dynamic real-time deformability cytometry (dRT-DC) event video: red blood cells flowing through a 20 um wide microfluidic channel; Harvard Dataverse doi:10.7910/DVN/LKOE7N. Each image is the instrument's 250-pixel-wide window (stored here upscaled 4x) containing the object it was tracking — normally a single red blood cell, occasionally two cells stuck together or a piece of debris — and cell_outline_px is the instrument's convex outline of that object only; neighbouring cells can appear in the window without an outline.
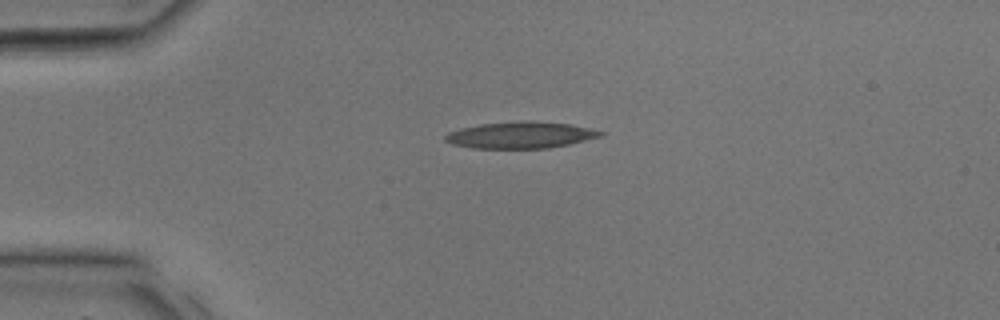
{"species": "common noctule bat (a hibernating species)", "species_latin": "Nyctalus noctula", "temperature_condition": "room temperature", "stored_images_in_passage": 9, "camera_frame_rate_fps": 3000, "um_per_image_px": 0.085, "animal": {"sex": "male", "body_mass_g": 17.9, "forearm_length_mm": 54.2}, "frame": {"image": 1, "passage_image": 1, "time_ms": 0.0, "image_size_px": [1000, 320], "cell_outline_px": [[604, 136], [568, 144], [548, 148], [472, 148], [452, 144], [444, 140], [444, 136], [448, 132], [460, 128], [480, 124], [524, 120], [528, 120], [572, 124], [604, 132]], "centroid_in_image_um": [44.24, 11.47], "position_along_channel_um": 40.8, "area_um2": 24.1}}
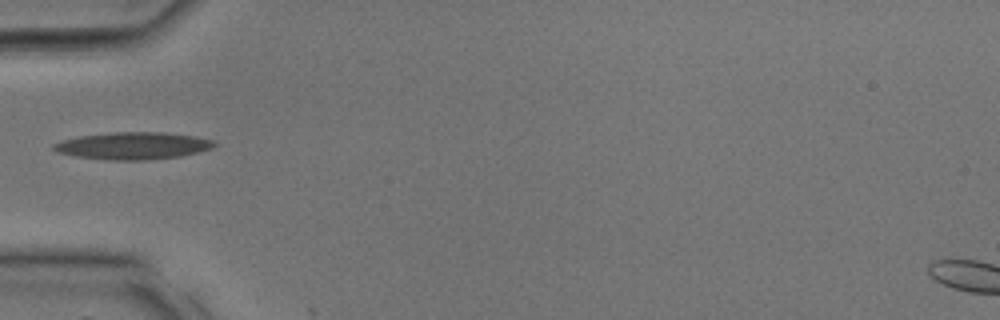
{"frame": {"image": 2, "passage_image": 4, "time_ms": 1.0, "image_size_px": [1000, 320], "cell_outline_px": [[216, 144], [212, 148], [200, 152], [180, 156], [144, 160], [104, 160], [76, 156], [56, 152], [52, 148], [52, 144], [60, 140], [80, 136], [112, 132], [164, 132], [196, 136], [212, 140]], "centroid_in_image_um": [11.28, 12.39], "position_along_channel_um": 73.7, "area_um2": 25.61}}
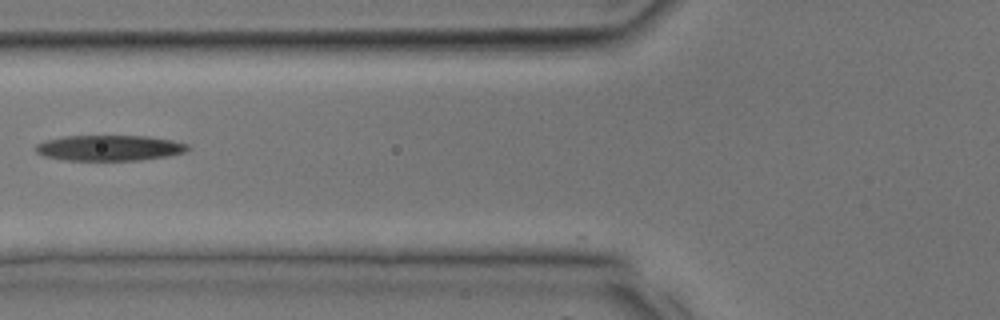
{"frame": {"image": 3, "passage_image": 6, "time_ms": 1.667, "image_size_px": [1000, 320], "cell_outline_px": [[192, 148], [184, 152], [168, 156], [140, 160], [64, 160], [44, 156], [36, 152], [36, 144], [44, 140], [64, 136], [148, 136], [172, 140], [188, 144]], "centroid_in_image_um": [9.31, 12.57], "position_along_channel_um": 116.5, "area_um2": 22.77}}